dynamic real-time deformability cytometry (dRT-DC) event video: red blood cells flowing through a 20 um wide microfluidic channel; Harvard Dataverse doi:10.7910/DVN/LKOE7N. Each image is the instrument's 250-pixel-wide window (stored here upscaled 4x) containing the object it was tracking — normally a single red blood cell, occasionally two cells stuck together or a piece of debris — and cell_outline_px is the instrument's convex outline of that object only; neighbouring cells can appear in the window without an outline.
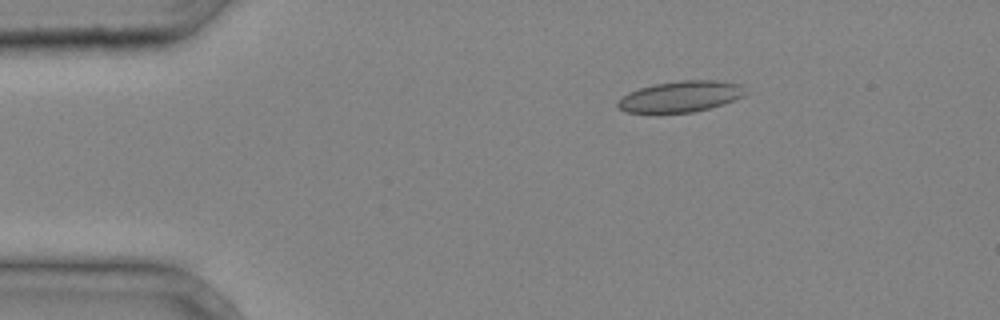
{"species": "common noctule bat (a hibernating species)", "species_latin": "Nyctalus noctula", "temperature_condition": "cold", "stored_images_in_passage": 2, "camera_frame_rate_fps": 3000, "um_per_image_px": 0.085, "animal": {"sex": "male", "body_mass_g": 20.4}, "frame": {"image": 1, "passage_image": 1, "time_ms": 0.0, "image_size_px": [1000, 320], "cell_outline_px": [[748, 92], [744, 96], [724, 104], [692, 112], [624, 112], [616, 104], [628, 92], [640, 88], [656, 84], [680, 80], [716, 80], [740, 84]], "centroid_in_image_um": [57.9, 8.19], "position_along_channel_um": 27.1, "area_um2": 22.83}}